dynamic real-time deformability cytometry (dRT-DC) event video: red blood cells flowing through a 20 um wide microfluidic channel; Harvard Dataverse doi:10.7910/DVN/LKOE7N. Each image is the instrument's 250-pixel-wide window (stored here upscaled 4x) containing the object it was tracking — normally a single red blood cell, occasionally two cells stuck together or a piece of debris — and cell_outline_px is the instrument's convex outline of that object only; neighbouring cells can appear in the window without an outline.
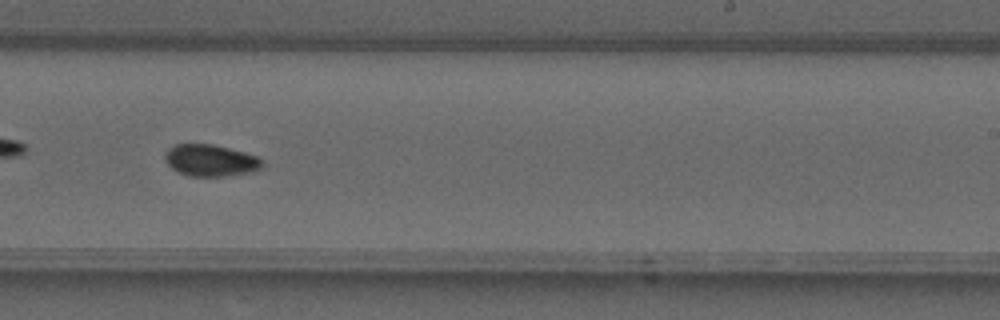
{"species": "common noctule bat (a hibernating species)", "species_latin": "Nyctalus noctula", "temperature_condition": "warm", "stored_images_in_passage": 35, "camera_frame_rate_fps": 3000, "um_per_image_px": 0.085, "animal": {"sex": "male", "forearm_length_mm": 52.5}, "frame": {"image": 1, "passage_image": 20, "time_ms": 6.333, "image_size_px": [1000, 320], "cell_outline_px": [[264, 164], [260, 168], [252, 172], [224, 176], [188, 176], [172, 168], [164, 160], [164, 152], [168, 148], [176, 144], [212, 144], [244, 152], [256, 156], [264, 160]], "centroid_in_image_um": [17.89, 13.63], "position_along_channel_um": 271.1, "area_um2": 18.03}}
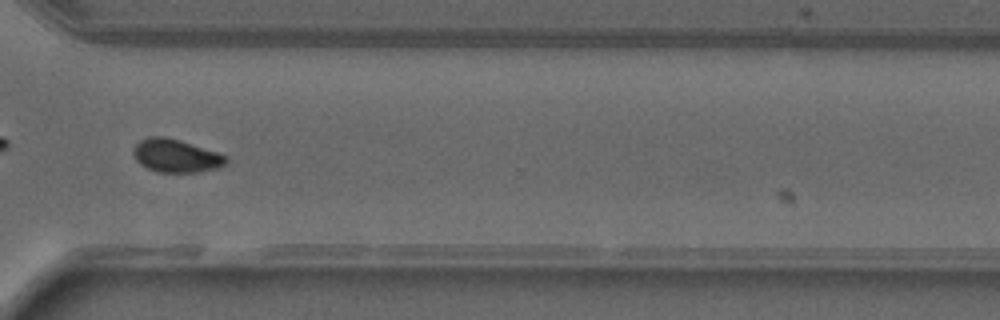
{"frame": {"image": 2, "passage_image": 25, "time_ms": 8.0, "image_size_px": [1000, 320], "cell_outline_px": [[228, 164], [220, 168], [200, 172], [156, 172], [140, 164], [136, 160], [132, 152], [136, 144], [140, 140], [148, 136], [164, 136], [180, 140], [220, 152], [228, 160]], "centroid_in_image_um": [14.99, 13.24], "position_along_channel_um": 355.6, "area_um2": 18.21}}
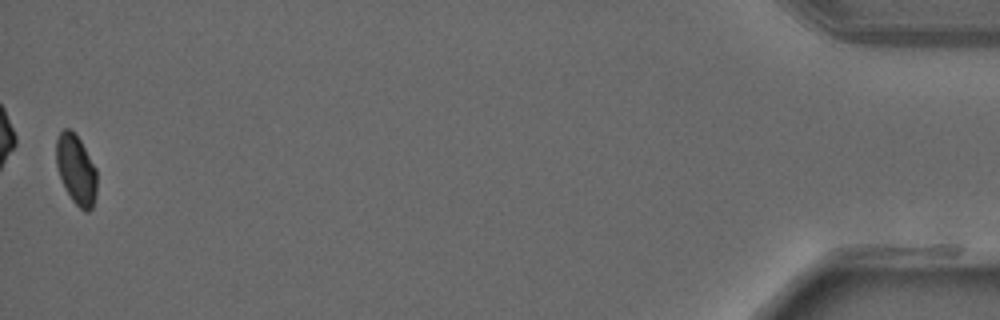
{"frame": {"image": 3, "passage_image": 35, "time_ms": 11.333, "image_size_px": [1000, 320], "cell_outline_px": [[96, 196], [92, 208], [88, 212], [84, 212], [72, 200], [60, 176], [56, 164], [56, 140], [60, 132], [64, 128], [72, 128], [80, 140], [96, 168]], "centroid_in_image_um": [6.48, 14.39], "position_along_channel_um": 428.7, "area_um2": 16.47}}